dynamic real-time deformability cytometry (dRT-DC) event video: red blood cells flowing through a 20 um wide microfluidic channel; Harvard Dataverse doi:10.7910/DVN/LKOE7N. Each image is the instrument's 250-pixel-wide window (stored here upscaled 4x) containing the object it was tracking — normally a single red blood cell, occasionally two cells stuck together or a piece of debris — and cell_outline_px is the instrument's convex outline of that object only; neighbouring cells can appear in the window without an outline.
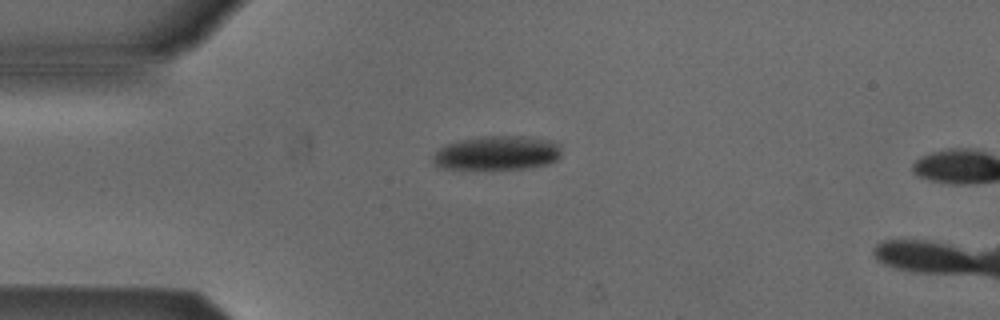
{"species": "Egyptian fruit bat (a non-hibernating species)", "species_latin": "Rousettus aegyptiacus", "temperature_condition": "cold", "stored_images_in_passage": 2, "camera_frame_rate_fps": 3000, "um_per_image_px": 0.085, "animal": {"sex": "male"}, "frame": {"image": 1, "passage_image": 1, "time_ms": 0.0, "image_size_px": [1000, 320], "cell_outline_px": [[560, 156], [556, 160], [548, 164], [524, 168], [440, 168], [432, 160], [432, 156], [444, 144], [460, 140], [484, 136], [524, 136], [556, 140], [560, 144]], "centroid_in_image_um": [42.29, 12.98], "position_along_channel_um": 42.7, "area_um2": 25.49}}